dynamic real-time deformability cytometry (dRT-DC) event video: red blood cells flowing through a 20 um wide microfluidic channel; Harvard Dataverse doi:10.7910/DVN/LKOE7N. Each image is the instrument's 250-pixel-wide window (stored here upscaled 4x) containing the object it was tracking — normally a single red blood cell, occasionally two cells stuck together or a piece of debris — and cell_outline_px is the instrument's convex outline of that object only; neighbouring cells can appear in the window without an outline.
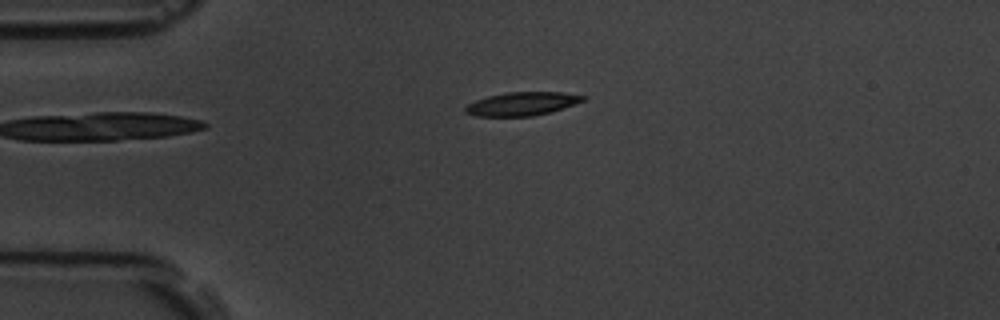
{"species": "common noctule bat (a hibernating species)", "species_latin": "Nyctalus noctula", "temperature_condition": "room temperature", "stored_images_in_passage": 2, "camera_frame_rate_fps": 3000, "um_per_image_px": 0.085, "animal": {"sex": "male", "body_mass_g": 19.5, "forearm_length_mm": 54.6}, "frame": {"image": 1, "passage_image": 2, "time_ms": 1.333, "image_size_px": [1000, 320], "cell_outline_px": [[588, 96], [584, 100], [552, 112], [532, 116], [476, 116], [464, 112], [464, 108], [468, 104], [476, 100], [488, 96], [508, 92], [560, 92]], "centroid_in_image_um": [44.37, 8.82], "position_along_channel_um": 40.6, "area_um2": 16.01}}